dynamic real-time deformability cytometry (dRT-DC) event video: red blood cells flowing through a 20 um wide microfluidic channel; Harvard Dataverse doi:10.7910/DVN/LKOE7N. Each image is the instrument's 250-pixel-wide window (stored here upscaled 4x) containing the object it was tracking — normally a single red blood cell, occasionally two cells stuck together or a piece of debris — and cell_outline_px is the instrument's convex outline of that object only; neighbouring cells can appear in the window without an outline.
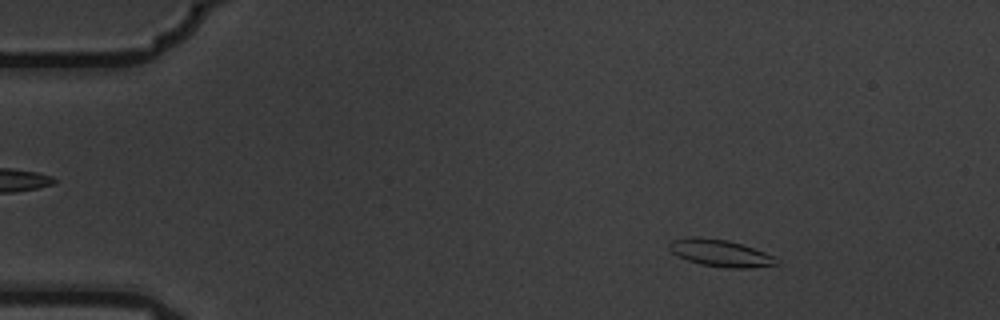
{"species": "common noctule bat (a hibernating species)", "species_latin": "Nyctalus noctula", "temperature_condition": "warm", "stored_images_in_passage": 8, "camera_frame_rate_fps": 3000, "um_per_image_px": 0.085, "animal": {"sex": "male", "body_mass_g": 19.5, "forearm_length_mm": 54.6}, "frame": {"image": 1, "passage_image": 2, "time_ms": 0.333, "image_size_px": [1000, 320], "cell_outline_px": [[780, 264], [752, 268], [724, 268], [700, 264], [676, 256], [668, 248], [668, 244], [672, 240], [688, 236], [696, 236], [728, 240], [764, 252], [772, 256]], "centroid_in_image_um": [61.17, 21.51], "position_along_channel_um": 23.8, "area_um2": 16.94}}
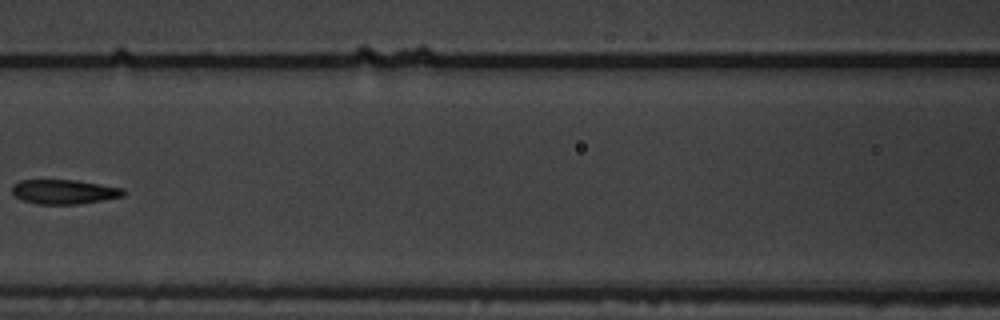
{"frame": {"image": 2, "passage_image": 7, "time_ms": 2.0, "image_size_px": [1000, 320], "cell_outline_px": [[128, 192], [124, 196], [104, 200], [80, 204], [36, 204], [24, 200], [16, 196], [12, 192], [12, 184], [20, 180], [76, 180], [124, 188]], "centroid_in_image_um": [5.49, 16.3], "position_along_channel_um": 161.1, "area_um2": 16.01}}
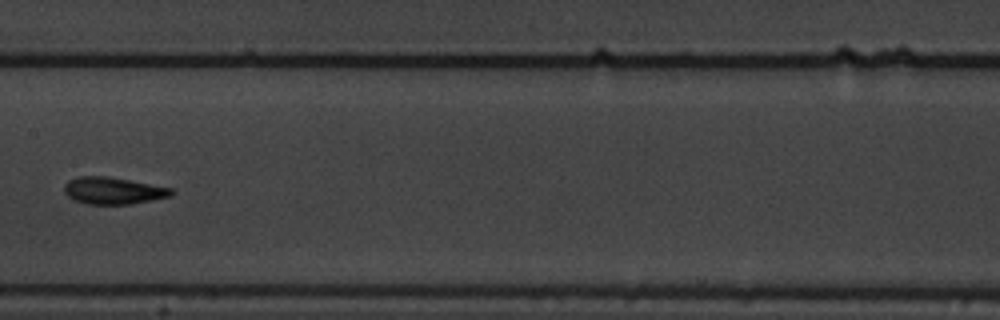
{"frame": {"image": 3, "passage_image": 8, "time_ms": 2.333, "image_size_px": [1000, 320], "cell_outline_px": [[176, 192], [172, 196], [132, 204], [84, 204], [72, 200], [64, 192], [64, 184], [68, 180], [80, 176], [108, 176], [172, 188]], "centroid_in_image_um": [9.61, 16.21], "position_along_channel_um": 197.8, "area_um2": 17.05}}